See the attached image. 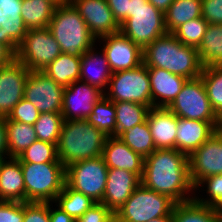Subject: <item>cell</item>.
<instances>
[{
    "instance_id": "obj_38",
    "label": "cell",
    "mask_w": 222,
    "mask_h": 222,
    "mask_svg": "<svg viewBox=\"0 0 222 222\" xmlns=\"http://www.w3.org/2000/svg\"><path fill=\"white\" fill-rule=\"evenodd\" d=\"M17 159L20 163H61L56 144L41 140L34 141Z\"/></svg>"
},
{
    "instance_id": "obj_4",
    "label": "cell",
    "mask_w": 222,
    "mask_h": 222,
    "mask_svg": "<svg viewBox=\"0 0 222 222\" xmlns=\"http://www.w3.org/2000/svg\"><path fill=\"white\" fill-rule=\"evenodd\" d=\"M48 28L62 53L82 56L97 43L78 10L70 2L57 5Z\"/></svg>"
},
{
    "instance_id": "obj_43",
    "label": "cell",
    "mask_w": 222,
    "mask_h": 222,
    "mask_svg": "<svg viewBox=\"0 0 222 222\" xmlns=\"http://www.w3.org/2000/svg\"><path fill=\"white\" fill-rule=\"evenodd\" d=\"M24 202L0 201V222H23Z\"/></svg>"
},
{
    "instance_id": "obj_3",
    "label": "cell",
    "mask_w": 222,
    "mask_h": 222,
    "mask_svg": "<svg viewBox=\"0 0 222 222\" xmlns=\"http://www.w3.org/2000/svg\"><path fill=\"white\" fill-rule=\"evenodd\" d=\"M105 135L86 119L64 120L57 143V155L65 168L75 162L102 156Z\"/></svg>"
},
{
    "instance_id": "obj_11",
    "label": "cell",
    "mask_w": 222,
    "mask_h": 222,
    "mask_svg": "<svg viewBox=\"0 0 222 222\" xmlns=\"http://www.w3.org/2000/svg\"><path fill=\"white\" fill-rule=\"evenodd\" d=\"M167 108L181 118L206 122H222L210 105L201 77L188 79L182 90Z\"/></svg>"
},
{
    "instance_id": "obj_26",
    "label": "cell",
    "mask_w": 222,
    "mask_h": 222,
    "mask_svg": "<svg viewBox=\"0 0 222 222\" xmlns=\"http://www.w3.org/2000/svg\"><path fill=\"white\" fill-rule=\"evenodd\" d=\"M81 69V56L61 53L44 70L56 83L67 87L78 81Z\"/></svg>"
},
{
    "instance_id": "obj_29",
    "label": "cell",
    "mask_w": 222,
    "mask_h": 222,
    "mask_svg": "<svg viewBox=\"0 0 222 222\" xmlns=\"http://www.w3.org/2000/svg\"><path fill=\"white\" fill-rule=\"evenodd\" d=\"M197 51L203 68L222 65V24H208Z\"/></svg>"
},
{
    "instance_id": "obj_8",
    "label": "cell",
    "mask_w": 222,
    "mask_h": 222,
    "mask_svg": "<svg viewBox=\"0 0 222 222\" xmlns=\"http://www.w3.org/2000/svg\"><path fill=\"white\" fill-rule=\"evenodd\" d=\"M104 95L113 102H134L152 108L148 67L142 63L136 68L112 73Z\"/></svg>"
},
{
    "instance_id": "obj_31",
    "label": "cell",
    "mask_w": 222,
    "mask_h": 222,
    "mask_svg": "<svg viewBox=\"0 0 222 222\" xmlns=\"http://www.w3.org/2000/svg\"><path fill=\"white\" fill-rule=\"evenodd\" d=\"M172 219L173 222H218V211L192 199L175 204Z\"/></svg>"
},
{
    "instance_id": "obj_44",
    "label": "cell",
    "mask_w": 222,
    "mask_h": 222,
    "mask_svg": "<svg viewBox=\"0 0 222 222\" xmlns=\"http://www.w3.org/2000/svg\"><path fill=\"white\" fill-rule=\"evenodd\" d=\"M114 213L104 206L103 203L97 202L88 209L76 222H114Z\"/></svg>"
},
{
    "instance_id": "obj_45",
    "label": "cell",
    "mask_w": 222,
    "mask_h": 222,
    "mask_svg": "<svg viewBox=\"0 0 222 222\" xmlns=\"http://www.w3.org/2000/svg\"><path fill=\"white\" fill-rule=\"evenodd\" d=\"M202 17L209 24H222V0H202Z\"/></svg>"
},
{
    "instance_id": "obj_39",
    "label": "cell",
    "mask_w": 222,
    "mask_h": 222,
    "mask_svg": "<svg viewBox=\"0 0 222 222\" xmlns=\"http://www.w3.org/2000/svg\"><path fill=\"white\" fill-rule=\"evenodd\" d=\"M208 24L209 23L203 17H199L185 22L178 27L173 34L182 44L198 48L202 42Z\"/></svg>"
},
{
    "instance_id": "obj_32",
    "label": "cell",
    "mask_w": 222,
    "mask_h": 222,
    "mask_svg": "<svg viewBox=\"0 0 222 222\" xmlns=\"http://www.w3.org/2000/svg\"><path fill=\"white\" fill-rule=\"evenodd\" d=\"M116 110V131L114 136L118 137L122 132L131 129L137 124L146 121L149 107L134 102H114Z\"/></svg>"
},
{
    "instance_id": "obj_20",
    "label": "cell",
    "mask_w": 222,
    "mask_h": 222,
    "mask_svg": "<svg viewBox=\"0 0 222 222\" xmlns=\"http://www.w3.org/2000/svg\"><path fill=\"white\" fill-rule=\"evenodd\" d=\"M22 0H0V42L14 53L27 33L21 18Z\"/></svg>"
},
{
    "instance_id": "obj_34",
    "label": "cell",
    "mask_w": 222,
    "mask_h": 222,
    "mask_svg": "<svg viewBox=\"0 0 222 222\" xmlns=\"http://www.w3.org/2000/svg\"><path fill=\"white\" fill-rule=\"evenodd\" d=\"M118 138L144 159L156 150L147 121L122 132Z\"/></svg>"
},
{
    "instance_id": "obj_25",
    "label": "cell",
    "mask_w": 222,
    "mask_h": 222,
    "mask_svg": "<svg viewBox=\"0 0 222 222\" xmlns=\"http://www.w3.org/2000/svg\"><path fill=\"white\" fill-rule=\"evenodd\" d=\"M0 201L26 202L23 173L17 158L5 159L1 164Z\"/></svg>"
},
{
    "instance_id": "obj_2",
    "label": "cell",
    "mask_w": 222,
    "mask_h": 222,
    "mask_svg": "<svg viewBox=\"0 0 222 222\" xmlns=\"http://www.w3.org/2000/svg\"><path fill=\"white\" fill-rule=\"evenodd\" d=\"M143 63L187 79L200 77L203 70L197 48L182 44L173 33L168 32L143 50Z\"/></svg>"
},
{
    "instance_id": "obj_27",
    "label": "cell",
    "mask_w": 222,
    "mask_h": 222,
    "mask_svg": "<svg viewBox=\"0 0 222 222\" xmlns=\"http://www.w3.org/2000/svg\"><path fill=\"white\" fill-rule=\"evenodd\" d=\"M56 7L52 0H22L21 18L27 29L46 28Z\"/></svg>"
},
{
    "instance_id": "obj_52",
    "label": "cell",
    "mask_w": 222,
    "mask_h": 222,
    "mask_svg": "<svg viewBox=\"0 0 222 222\" xmlns=\"http://www.w3.org/2000/svg\"><path fill=\"white\" fill-rule=\"evenodd\" d=\"M52 1L56 3L57 5H64L71 2V0H52Z\"/></svg>"
},
{
    "instance_id": "obj_36",
    "label": "cell",
    "mask_w": 222,
    "mask_h": 222,
    "mask_svg": "<svg viewBox=\"0 0 222 222\" xmlns=\"http://www.w3.org/2000/svg\"><path fill=\"white\" fill-rule=\"evenodd\" d=\"M200 77L205 85L213 111L222 120V65L203 68Z\"/></svg>"
},
{
    "instance_id": "obj_40",
    "label": "cell",
    "mask_w": 222,
    "mask_h": 222,
    "mask_svg": "<svg viewBox=\"0 0 222 222\" xmlns=\"http://www.w3.org/2000/svg\"><path fill=\"white\" fill-rule=\"evenodd\" d=\"M204 185H206L205 188L207 187V189L202 191H205L209 197L206 195L207 198H202V196L199 197L195 194L194 199L202 205L216 207L222 201V174L202 179L195 186V191L199 190L201 192L198 188H203Z\"/></svg>"
},
{
    "instance_id": "obj_28",
    "label": "cell",
    "mask_w": 222,
    "mask_h": 222,
    "mask_svg": "<svg viewBox=\"0 0 222 222\" xmlns=\"http://www.w3.org/2000/svg\"><path fill=\"white\" fill-rule=\"evenodd\" d=\"M164 17L166 31L173 33L185 22L202 17V0H174Z\"/></svg>"
},
{
    "instance_id": "obj_7",
    "label": "cell",
    "mask_w": 222,
    "mask_h": 222,
    "mask_svg": "<svg viewBox=\"0 0 222 222\" xmlns=\"http://www.w3.org/2000/svg\"><path fill=\"white\" fill-rule=\"evenodd\" d=\"M175 204L168 196L140 184L114 214L115 222H148L162 216H172Z\"/></svg>"
},
{
    "instance_id": "obj_33",
    "label": "cell",
    "mask_w": 222,
    "mask_h": 222,
    "mask_svg": "<svg viewBox=\"0 0 222 222\" xmlns=\"http://www.w3.org/2000/svg\"><path fill=\"white\" fill-rule=\"evenodd\" d=\"M54 203L77 221L95 202L91 197L71 189L66 183Z\"/></svg>"
},
{
    "instance_id": "obj_49",
    "label": "cell",
    "mask_w": 222,
    "mask_h": 222,
    "mask_svg": "<svg viewBox=\"0 0 222 222\" xmlns=\"http://www.w3.org/2000/svg\"><path fill=\"white\" fill-rule=\"evenodd\" d=\"M15 59V53L4 43L0 42V68L10 64Z\"/></svg>"
},
{
    "instance_id": "obj_13",
    "label": "cell",
    "mask_w": 222,
    "mask_h": 222,
    "mask_svg": "<svg viewBox=\"0 0 222 222\" xmlns=\"http://www.w3.org/2000/svg\"><path fill=\"white\" fill-rule=\"evenodd\" d=\"M189 174L195 187L202 179L222 174V129L188 156Z\"/></svg>"
},
{
    "instance_id": "obj_24",
    "label": "cell",
    "mask_w": 222,
    "mask_h": 222,
    "mask_svg": "<svg viewBox=\"0 0 222 222\" xmlns=\"http://www.w3.org/2000/svg\"><path fill=\"white\" fill-rule=\"evenodd\" d=\"M94 47L92 46L81 56L79 80L105 92L108 88L112 71L103 50L102 52H97Z\"/></svg>"
},
{
    "instance_id": "obj_51",
    "label": "cell",
    "mask_w": 222,
    "mask_h": 222,
    "mask_svg": "<svg viewBox=\"0 0 222 222\" xmlns=\"http://www.w3.org/2000/svg\"><path fill=\"white\" fill-rule=\"evenodd\" d=\"M148 222H173L172 216H162Z\"/></svg>"
},
{
    "instance_id": "obj_54",
    "label": "cell",
    "mask_w": 222,
    "mask_h": 222,
    "mask_svg": "<svg viewBox=\"0 0 222 222\" xmlns=\"http://www.w3.org/2000/svg\"><path fill=\"white\" fill-rule=\"evenodd\" d=\"M218 222H222V211H218Z\"/></svg>"
},
{
    "instance_id": "obj_19",
    "label": "cell",
    "mask_w": 222,
    "mask_h": 222,
    "mask_svg": "<svg viewBox=\"0 0 222 222\" xmlns=\"http://www.w3.org/2000/svg\"><path fill=\"white\" fill-rule=\"evenodd\" d=\"M222 122H206L178 117L175 149L189 156L207 141L218 129Z\"/></svg>"
},
{
    "instance_id": "obj_16",
    "label": "cell",
    "mask_w": 222,
    "mask_h": 222,
    "mask_svg": "<svg viewBox=\"0 0 222 222\" xmlns=\"http://www.w3.org/2000/svg\"><path fill=\"white\" fill-rule=\"evenodd\" d=\"M30 71L16 59L0 68V118H7L24 98L25 83Z\"/></svg>"
},
{
    "instance_id": "obj_53",
    "label": "cell",
    "mask_w": 222,
    "mask_h": 222,
    "mask_svg": "<svg viewBox=\"0 0 222 222\" xmlns=\"http://www.w3.org/2000/svg\"><path fill=\"white\" fill-rule=\"evenodd\" d=\"M217 211H222V201L215 207Z\"/></svg>"
},
{
    "instance_id": "obj_37",
    "label": "cell",
    "mask_w": 222,
    "mask_h": 222,
    "mask_svg": "<svg viewBox=\"0 0 222 222\" xmlns=\"http://www.w3.org/2000/svg\"><path fill=\"white\" fill-rule=\"evenodd\" d=\"M63 122L62 113H40L39 118L33 125L38 140L57 145Z\"/></svg>"
},
{
    "instance_id": "obj_47",
    "label": "cell",
    "mask_w": 222,
    "mask_h": 222,
    "mask_svg": "<svg viewBox=\"0 0 222 222\" xmlns=\"http://www.w3.org/2000/svg\"><path fill=\"white\" fill-rule=\"evenodd\" d=\"M52 204H54V202L49 203L50 222H76L70 215L60 209L57 205L54 206L57 207L54 209Z\"/></svg>"
},
{
    "instance_id": "obj_55",
    "label": "cell",
    "mask_w": 222,
    "mask_h": 222,
    "mask_svg": "<svg viewBox=\"0 0 222 222\" xmlns=\"http://www.w3.org/2000/svg\"><path fill=\"white\" fill-rule=\"evenodd\" d=\"M5 157L3 155H0V167H1V164L5 161Z\"/></svg>"
},
{
    "instance_id": "obj_17",
    "label": "cell",
    "mask_w": 222,
    "mask_h": 222,
    "mask_svg": "<svg viewBox=\"0 0 222 222\" xmlns=\"http://www.w3.org/2000/svg\"><path fill=\"white\" fill-rule=\"evenodd\" d=\"M71 3L96 40L120 31V25L114 19L107 0H71Z\"/></svg>"
},
{
    "instance_id": "obj_48",
    "label": "cell",
    "mask_w": 222,
    "mask_h": 222,
    "mask_svg": "<svg viewBox=\"0 0 222 222\" xmlns=\"http://www.w3.org/2000/svg\"><path fill=\"white\" fill-rule=\"evenodd\" d=\"M0 155L8 158L6 119L0 118Z\"/></svg>"
},
{
    "instance_id": "obj_9",
    "label": "cell",
    "mask_w": 222,
    "mask_h": 222,
    "mask_svg": "<svg viewBox=\"0 0 222 222\" xmlns=\"http://www.w3.org/2000/svg\"><path fill=\"white\" fill-rule=\"evenodd\" d=\"M61 53L60 45L48 27L28 29L18 45L15 59L29 71H43Z\"/></svg>"
},
{
    "instance_id": "obj_10",
    "label": "cell",
    "mask_w": 222,
    "mask_h": 222,
    "mask_svg": "<svg viewBox=\"0 0 222 222\" xmlns=\"http://www.w3.org/2000/svg\"><path fill=\"white\" fill-rule=\"evenodd\" d=\"M108 167L102 156L78 161L66 167L65 183L73 190L101 202L105 192Z\"/></svg>"
},
{
    "instance_id": "obj_18",
    "label": "cell",
    "mask_w": 222,
    "mask_h": 222,
    "mask_svg": "<svg viewBox=\"0 0 222 222\" xmlns=\"http://www.w3.org/2000/svg\"><path fill=\"white\" fill-rule=\"evenodd\" d=\"M140 184L141 179L130 171L108 168L105 192L100 203L115 214Z\"/></svg>"
},
{
    "instance_id": "obj_46",
    "label": "cell",
    "mask_w": 222,
    "mask_h": 222,
    "mask_svg": "<svg viewBox=\"0 0 222 222\" xmlns=\"http://www.w3.org/2000/svg\"><path fill=\"white\" fill-rule=\"evenodd\" d=\"M129 1L130 0H107L113 17L119 25L129 18Z\"/></svg>"
},
{
    "instance_id": "obj_6",
    "label": "cell",
    "mask_w": 222,
    "mask_h": 222,
    "mask_svg": "<svg viewBox=\"0 0 222 222\" xmlns=\"http://www.w3.org/2000/svg\"><path fill=\"white\" fill-rule=\"evenodd\" d=\"M26 202L50 203L63 190L66 168L62 163H20Z\"/></svg>"
},
{
    "instance_id": "obj_50",
    "label": "cell",
    "mask_w": 222,
    "mask_h": 222,
    "mask_svg": "<svg viewBox=\"0 0 222 222\" xmlns=\"http://www.w3.org/2000/svg\"><path fill=\"white\" fill-rule=\"evenodd\" d=\"M154 7L165 13L174 0H148Z\"/></svg>"
},
{
    "instance_id": "obj_1",
    "label": "cell",
    "mask_w": 222,
    "mask_h": 222,
    "mask_svg": "<svg viewBox=\"0 0 222 222\" xmlns=\"http://www.w3.org/2000/svg\"><path fill=\"white\" fill-rule=\"evenodd\" d=\"M141 184L168 196L176 204L194 199L188 156L177 149H156L148 155L144 159Z\"/></svg>"
},
{
    "instance_id": "obj_35",
    "label": "cell",
    "mask_w": 222,
    "mask_h": 222,
    "mask_svg": "<svg viewBox=\"0 0 222 222\" xmlns=\"http://www.w3.org/2000/svg\"><path fill=\"white\" fill-rule=\"evenodd\" d=\"M107 136H114L116 131V110L114 102L105 95L93 106L92 113L86 119Z\"/></svg>"
},
{
    "instance_id": "obj_14",
    "label": "cell",
    "mask_w": 222,
    "mask_h": 222,
    "mask_svg": "<svg viewBox=\"0 0 222 222\" xmlns=\"http://www.w3.org/2000/svg\"><path fill=\"white\" fill-rule=\"evenodd\" d=\"M104 42L103 50L112 73L138 67L143 63V50L121 31L97 39Z\"/></svg>"
},
{
    "instance_id": "obj_42",
    "label": "cell",
    "mask_w": 222,
    "mask_h": 222,
    "mask_svg": "<svg viewBox=\"0 0 222 222\" xmlns=\"http://www.w3.org/2000/svg\"><path fill=\"white\" fill-rule=\"evenodd\" d=\"M23 222H50L49 203L24 202Z\"/></svg>"
},
{
    "instance_id": "obj_22",
    "label": "cell",
    "mask_w": 222,
    "mask_h": 222,
    "mask_svg": "<svg viewBox=\"0 0 222 222\" xmlns=\"http://www.w3.org/2000/svg\"><path fill=\"white\" fill-rule=\"evenodd\" d=\"M156 149H175L178 116L165 107L150 108L146 117Z\"/></svg>"
},
{
    "instance_id": "obj_15",
    "label": "cell",
    "mask_w": 222,
    "mask_h": 222,
    "mask_svg": "<svg viewBox=\"0 0 222 222\" xmlns=\"http://www.w3.org/2000/svg\"><path fill=\"white\" fill-rule=\"evenodd\" d=\"M104 96L99 88L80 80L65 87L63 92L62 116L64 120L87 119L93 106Z\"/></svg>"
},
{
    "instance_id": "obj_21",
    "label": "cell",
    "mask_w": 222,
    "mask_h": 222,
    "mask_svg": "<svg viewBox=\"0 0 222 222\" xmlns=\"http://www.w3.org/2000/svg\"><path fill=\"white\" fill-rule=\"evenodd\" d=\"M102 157L108 168L127 170L142 178L144 158L118 137L107 136Z\"/></svg>"
},
{
    "instance_id": "obj_41",
    "label": "cell",
    "mask_w": 222,
    "mask_h": 222,
    "mask_svg": "<svg viewBox=\"0 0 222 222\" xmlns=\"http://www.w3.org/2000/svg\"><path fill=\"white\" fill-rule=\"evenodd\" d=\"M40 112L37 108L27 99H21L16 106L12 109L6 120L17 121L34 125L39 118Z\"/></svg>"
},
{
    "instance_id": "obj_12",
    "label": "cell",
    "mask_w": 222,
    "mask_h": 222,
    "mask_svg": "<svg viewBox=\"0 0 222 222\" xmlns=\"http://www.w3.org/2000/svg\"><path fill=\"white\" fill-rule=\"evenodd\" d=\"M65 87L56 83L43 71H30L25 83L24 98L40 113H61Z\"/></svg>"
},
{
    "instance_id": "obj_23",
    "label": "cell",
    "mask_w": 222,
    "mask_h": 222,
    "mask_svg": "<svg viewBox=\"0 0 222 222\" xmlns=\"http://www.w3.org/2000/svg\"><path fill=\"white\" fill-rule=\"evenodd\" d=\"M148 74L151 84L152 108H167L188 80L158 67H148Z\"/></svg>"
},
{
    "instance_id": "obj_30",
    "label": "cell",
    "mask_w": 222,
    "mask_h": 222,
    "mask_svg": "<svg viewBox=\"0 0 222 222\" xmlns=\"http://www.w3.org/2000/svg\"><path fill=\"white\" fill-rule=\"evenodd\" d=\"M8 158H17L34 141L38 140L34 126L6 120Z\"/></svg>"
},
{
    "instance_id": "obj_5",
    "label": "cell",
    "mask_w": 222,
    "mask_h": 222,
    "mask_svg": "<svg viewBox=\"0 0 222 222\" xmlns=\"http://www.w3.org/2000/svg\"><path fill=\"white\" fill-rule=\"evenodd\" d=\"M120 31L144 50L167 33L164 13L148 0H130L129 18L120 25Z\"/></svg>"
}]
</instances>
